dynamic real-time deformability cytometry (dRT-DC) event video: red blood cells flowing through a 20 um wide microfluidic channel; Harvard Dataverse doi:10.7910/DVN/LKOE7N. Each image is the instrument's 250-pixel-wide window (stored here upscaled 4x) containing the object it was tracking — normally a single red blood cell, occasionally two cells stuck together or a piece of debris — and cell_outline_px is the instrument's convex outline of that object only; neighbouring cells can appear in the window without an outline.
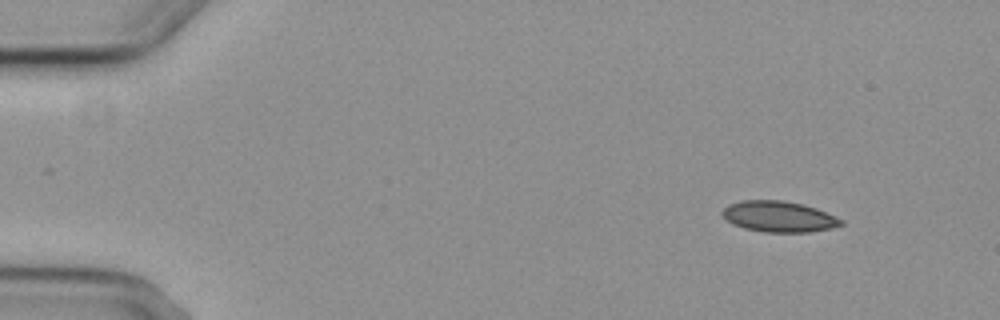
{"species": "common noctule bat (a hibernating species)", "species_latin": "Nyctalus noctula", "temperature_condition": "cold", "stored_images_in_passage": 3, "camera_frame_rate_fps": 3000, "um_per_image_px": 0.085, "animal": {"sex": "female", "body_mass_g": 29.2, "forearm_length_mm": 56.3}, "frame": {"image": 1, "passage_image": 1, "time_ms": 0.0, "image_size_px": [1000, 320], "cell_outline_px": [[844, 224], [832, 228], [808, 232], [764, 232], [744, 228], [732, 224], [720, 212], [728, 204], [740, 200], [784, 200], [804, 204], [816, 208], [844, 220]], "centroid_in_image_um": [66.2, 18.4], "position_along_channel_um": 18.8, "area_um2": 21.5}}